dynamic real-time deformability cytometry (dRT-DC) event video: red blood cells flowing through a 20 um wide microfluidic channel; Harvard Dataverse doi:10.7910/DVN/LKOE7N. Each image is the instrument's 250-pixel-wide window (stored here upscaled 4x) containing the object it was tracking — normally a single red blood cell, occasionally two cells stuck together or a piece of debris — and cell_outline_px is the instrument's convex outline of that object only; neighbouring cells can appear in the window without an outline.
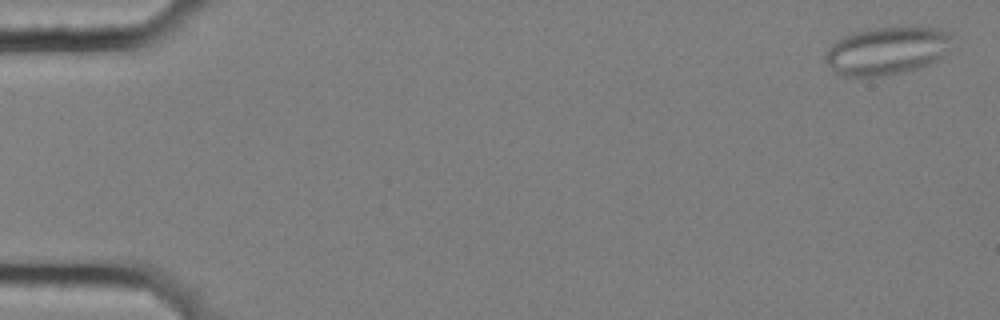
{"species": "common noctule bat (a hibernating species)", "species_latin": "Nyctalus noctula", "temperature_condition": "cold", "stored_images_in_passage": 5, "camera_frame_rate_fps": 3000, "um_per_image_px": 0.085, "animal": {"sex": "female", "body_mass_g": 25.1}, "frame": {"image": 1, "passage_image": 1, "time_ms": 0.0, "image_size_px": [1000, 320], "cell_outline_px": [[952, 36], [948, 48], [936, 60], [920, 68], [884, 76], [844, 76], [832, 72], [824, 60], [824, 56], [828, 48], [836, 40], [852, 32], [876, 28], [940, 28], [952, 32]], "centroid_in_image_um": [75.33, 4.32], "position_along_channel_um": 9.7, "area_um2": 35.26}}